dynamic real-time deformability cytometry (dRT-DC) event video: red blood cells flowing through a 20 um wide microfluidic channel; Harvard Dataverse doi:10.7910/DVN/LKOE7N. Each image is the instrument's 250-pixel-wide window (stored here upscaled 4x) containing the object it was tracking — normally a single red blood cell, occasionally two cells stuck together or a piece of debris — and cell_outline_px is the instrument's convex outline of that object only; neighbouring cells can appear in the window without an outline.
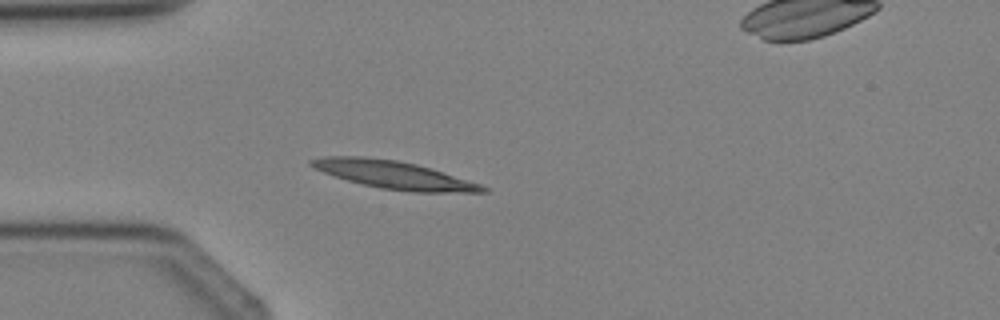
{"species": "Egyptian fruit bat (a non-hibernating species)", "species_latin": "Rousettus aegyptiacus", "temperature_condition": "cold", "stored_images_in_passage": 4, "segment_of_instrument_passage": [1, 2], "camera_frame_rate_fps": 3000, "um_per_image_px": 0.085, "animal": {"sex": "female"}, "frame": {"image": 1, "passage_image": 3, "time_ms": 2.333, "image_size_px": [1000, 320], "cell_outline_px": [[488, 192], [412, 192], [380, 188], [348, 180], [324, 172], [308, 164], [308, 160], [324, 156], [364, 156], [396, 160], [416, 164], [480, 184], [488, 188]], "centroid_in_image_um": [33.45, 14.85], "position_along_channel_um": 51.6, "area_um2": 27.34}}